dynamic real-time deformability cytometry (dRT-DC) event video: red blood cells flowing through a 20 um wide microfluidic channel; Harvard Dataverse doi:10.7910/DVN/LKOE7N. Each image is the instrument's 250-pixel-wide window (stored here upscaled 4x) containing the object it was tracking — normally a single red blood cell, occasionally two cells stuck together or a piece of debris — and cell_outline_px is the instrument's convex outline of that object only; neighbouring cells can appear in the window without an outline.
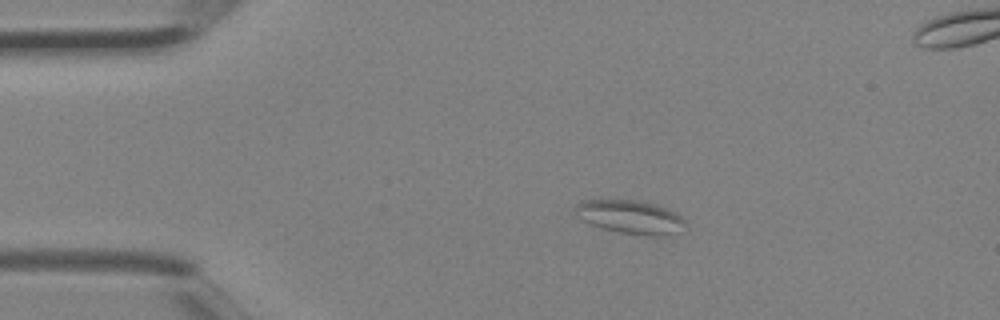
{"species": "Egyptian fruit bat (a non-hibernating species)", "species_latin": "Rousettus aegyptiacus", "temperature_condition": "room temperature", "stored_images_in_passage": 3, "camera_frame_rate_fps": 3000, "um_per_image_px": 0.085, "animal": {"sex": "female"}, "frame": {"image": 1, "passage_image": 1, "time_ms": 0.0, "image_size_px": [1000, 320], "cell_outline_px": [[688, 228], [660, 236], [644, 236], [620, 232], [604, 228], [592, 224], [576, 216], [576, 204], [584, 200], [640, 200], [656, 204], [676, 212], [688, 224]], "centroid_in_image_um": [53.64, 18.44], "position_along_channel_um": 31.4, "area_um2": 21.5}}